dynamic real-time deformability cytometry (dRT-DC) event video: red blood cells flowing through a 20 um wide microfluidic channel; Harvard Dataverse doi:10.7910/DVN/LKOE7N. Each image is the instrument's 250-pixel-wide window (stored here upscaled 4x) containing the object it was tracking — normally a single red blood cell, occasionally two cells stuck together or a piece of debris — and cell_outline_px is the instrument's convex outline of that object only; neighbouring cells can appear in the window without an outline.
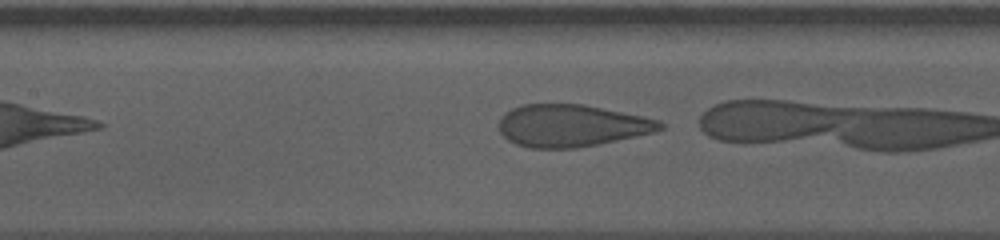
{"species": "human", "species_latin": "Homo sapiens", "temperature_condition": "cold", "stored_images_in_passage": 27, "camera_frame_rate_fps": 3000, "um_per_image_px": 0.085, "donor": {"sex": "male"}, "frame": {"image": 1, "passage_image": 12, "time_ms": 3.667, "image_size_px": [1000, 240], "cell_outline_px": [[664, 128], [656, 132], [576, 148], [528, 148], [516, 144], [508, 140], [500, 132], [500, 116], [504, 112], [512, 108], [524, 104], [584, 104], [644, 116], [660, 120], [664, 124]], "centroid_in_image_um": [48.58, 10.67], "position_along_channel_um": 158.8, "area_um2": 39.71}}